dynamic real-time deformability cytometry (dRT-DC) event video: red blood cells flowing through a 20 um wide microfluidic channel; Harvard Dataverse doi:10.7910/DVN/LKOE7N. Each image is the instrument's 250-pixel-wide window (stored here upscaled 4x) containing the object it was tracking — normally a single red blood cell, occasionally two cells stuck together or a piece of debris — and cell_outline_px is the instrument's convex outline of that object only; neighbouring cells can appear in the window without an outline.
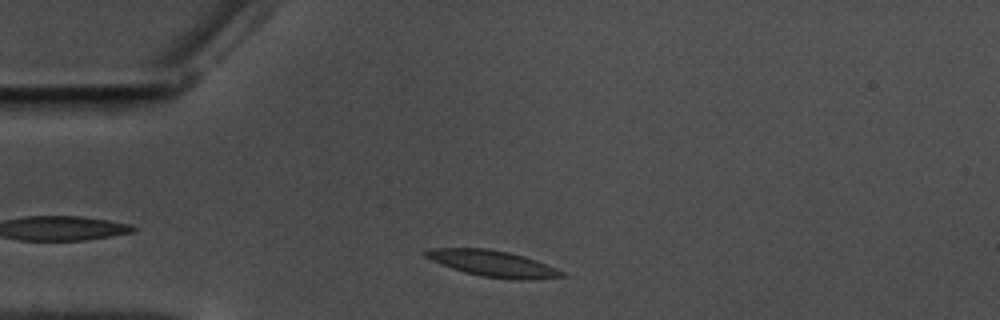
{"species": "common noctule bat (a hibernating species)", "species_latin": "Nyctalus noctula", "temperature_condition": "warm", "stored_images_in_passage": 37, "camera_frame_rate_fps": 3000, "um_per_image_px": 0.085, "animal": {"sex": "male", "body_mass_g": 17.5, "forearm_length_mm": 52.3}, "frame": {"image": 1, "passage_image": 4, "time_ms": 1.0, "image_size_px": [1000, 320], "cell_outline_px": [[564, 276], [524, 280], [520, 280], [480, 276], [464, 272], [452, 268], [432, 260], [424, 256], [420, 252], [428, 248], [488, 248], [508, 252], [524, 256], [536, 260], [556, 268], [564, 272]], "centroid_in_image_um": [41.83, 22.39], "position_along_channel_um": 43.2, "area_um2": 20.69}}
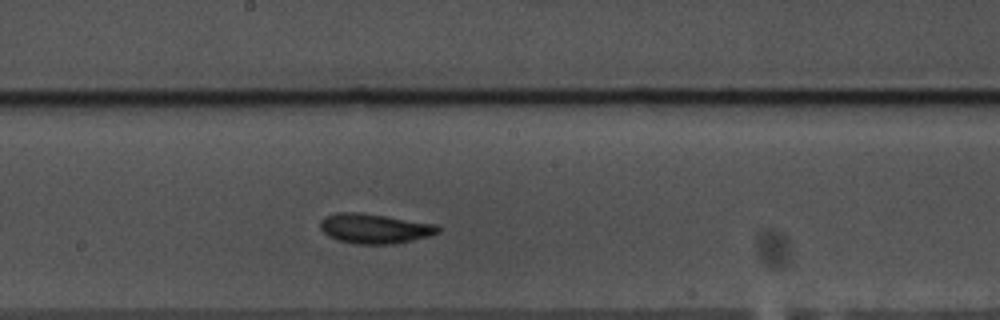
{"frame": {"image": 2, "passage_image": 21, "time_ms": 6.667, "image_size_px": [1000, 320], "cell_outline_px": [[440, 232], [428, 236], [412, 240], [392, 244], [352, 244], [336, 240], [328, 236], [320, 228], [320, 220], [324, 216], [336, 212], [360, 212], [436, 224], [440, 228]], "centroid_in_image_um": [31.79, 19.42], "position_along_channel_um": 216.4, "area_um2": 20.58}}
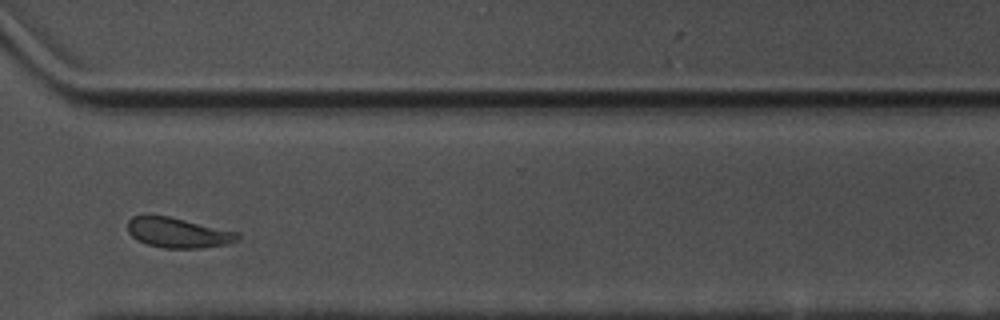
{"frame": {"image": 3, "passage_image": 33, "time_ms": 10.667, "image_size_px": [1000, 320], "cell_outline_px": [[240, 236], [236, 240], [228, 244], [204, 248], [164, 248], [148, 244], [136, 240], [128, 232], [128, 220], [132, 216], [148, 212], [168, 216], [240, 232]], "centroid_in_image_um": [15.09, 19.75], "position_along_channel_um": 355.5, "area_um2": 19.77}, "authors_computed_cell_mechanics": {"area_um2": 19.7676, "velocity_mm_per_s": 3.4689, "shape_relaxation_time_tau1_ms": 4.7078, "shape_relaxation_time_tau2_ms": 3.3868, "deformation_change_tau1": 0.1368, "deformation_change_tau2": 0.1025}}